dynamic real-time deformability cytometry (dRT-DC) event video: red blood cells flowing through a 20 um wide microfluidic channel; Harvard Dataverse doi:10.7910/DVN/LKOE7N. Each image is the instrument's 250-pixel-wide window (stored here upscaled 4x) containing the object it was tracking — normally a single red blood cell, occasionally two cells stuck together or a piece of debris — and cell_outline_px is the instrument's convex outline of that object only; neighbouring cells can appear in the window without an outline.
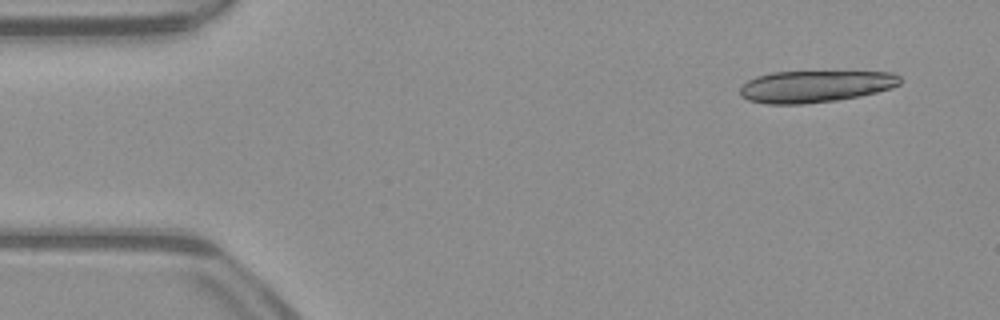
{"species": "common noctule bat (a hibernating species)", "species_latin": "Nyctalus noctula", "temperature_condition": "warm", "stored_images_in_passage": 17, "camera_frame_rate_fps": 3000, "um_per_image_px": 0.085, "animal": {"sex": "male", "body_mass_g": 23.1, "forearm_length_mm": 52.7}, "frame": {"image": 1, "passage_image": 4, "time_ms": 1.0, "image_size_px": [1000, 320], "cell_outline_px": [[900, 84], [892, 88], [860, 96], [836, 100], [804, 104], [764, 104], [748, 100], [740, 96], [740, 88], [748, 80], [756, 76], [772, 72], [892, 72], [900, 76]], "centroid_in_image_um": [69.27, 7.35], "position_along_channel_um": 15.7, "area_um2": 29.71}}